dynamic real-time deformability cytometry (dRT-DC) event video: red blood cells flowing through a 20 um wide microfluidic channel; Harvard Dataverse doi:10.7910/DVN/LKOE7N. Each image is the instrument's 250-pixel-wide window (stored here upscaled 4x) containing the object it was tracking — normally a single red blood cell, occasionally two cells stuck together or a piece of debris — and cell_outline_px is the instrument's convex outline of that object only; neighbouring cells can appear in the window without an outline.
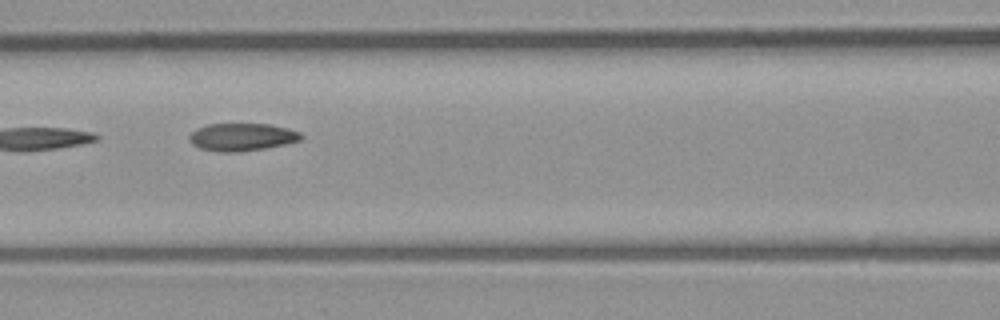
{"species": "common noctule bat (a hibernating species)", "species_latin": "Nyctalus noctula", "temperature_condition": "room temperature", "stored_images_in_passage": 9, "camera_frame_rate_fps": 3000, "um_per_image_px": 0.085, "animal": {"sex": "male", "body_mass_g": 23.1, "forearm_length_mm": 52.7}, "frame": {"image": 1, "passage_image": 6, "time_ms": 6.333, "image_size_px": [1000, 320], "cell_outline_px": [[304, 136], [300, 140], [284, 144], [264, 148], [240, 152], [224, 152], [200, 148], [192, 144], [188, 136], [196, 128], [208, 124], [268, 124], [288, 128], [300, 132]], "centroid_in_image_um": [20.56, 11.64], "position_along_channel_um": 146.0, "area_um2": 17.92}}
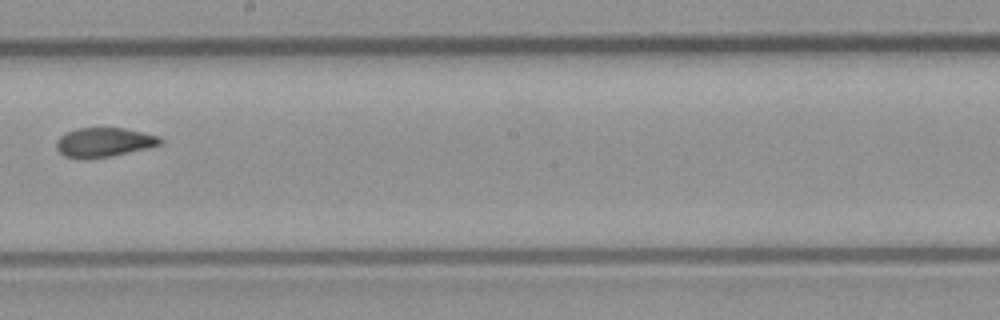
{"frame": {"image": 2, "passage_image": 8, "time_ms": 8.667, "image_size_px": [1000, 320], "cell_outline_px": [[164, 140], [160, 144], [148, 148], [112, 156], [84, 160], [64, 156], [56, 148], [56, 140], [60, 136], [76, 128], [124, 128], [160, 136]], "centroid_in_image_um": [8.83, 12.11], "position_along_channel_um": 239.4, "area_um2": 17.92}}
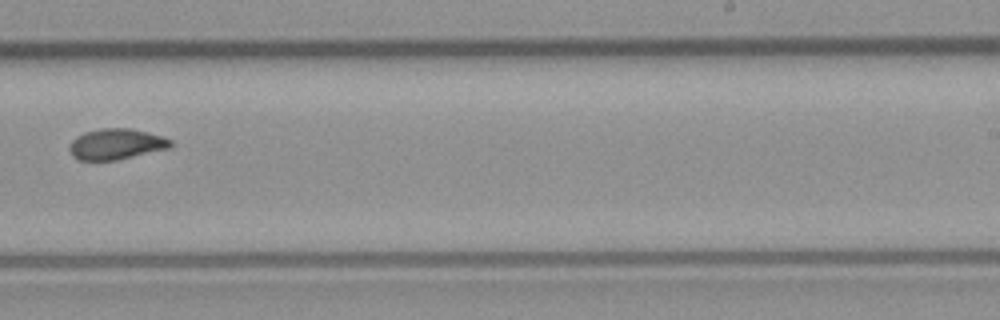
{"frame": {"image": 3, "passage_image": 9, "time_ms": 9.667, "image_size_px": [1000, 320], "cell_outline_px": [[172, 144], [168, 148], [116, 160], [80, 160], [72, 156], [68, 148], [68, 144], [76, 136], [84, 132], [100, 128], [132, 128], [164, 136], [172, 140]], "centroid_in_image_um": [9.84, 12.23], "position_along_channel_um": 279.2, "area_um2": 18.26}}